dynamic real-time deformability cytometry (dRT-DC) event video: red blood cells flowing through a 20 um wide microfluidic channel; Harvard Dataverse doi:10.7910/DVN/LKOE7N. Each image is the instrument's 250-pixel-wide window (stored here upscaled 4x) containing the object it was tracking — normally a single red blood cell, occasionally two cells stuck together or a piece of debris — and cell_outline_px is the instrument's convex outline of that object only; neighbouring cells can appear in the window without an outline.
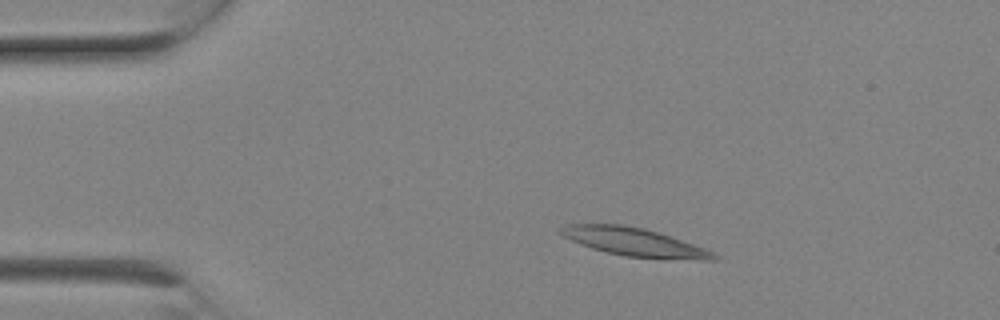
{"species": "Egyptian fruit bat (a non-hibernating species)", "species_latin": "Rousettus aegyptiacus", "temperature_condition": "room temperature", "stored_images_in_passage": 6, "camera_frame_rate_fps": 3000, "um_per_image_px": 0.085, "animal": {"sex": "female"}, "frame": {"image": 1, "passage_image": 1, "time_ms": 0.0, "image_size_px": [1000, 320], "cell_outline_px": [[720, 256], [716, 260], [700, 260], [624, 256], [592, 248], [572, 240], [556, 232], [556, 228], [564, 224], [624, 224], [644, 228], [660, 232], [704, 248]], "centroid_in_image_um": [53.88, 20.55], "position_along_channel_um": 31.1, "area_um2": 25.14}}
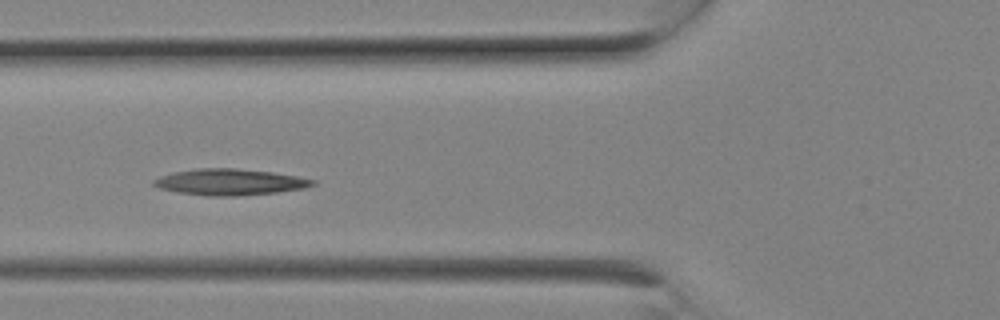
{"frame": {"image": 2, "passage_image": 5, "time_ms": 1.333, "image_size_px": [1000, 320], "cell_outline_px": [[316, 184], [304, 188], [276, 192], [236, 196], [208, 196], [176, 192], [160, 188], [152, 184], [152, 180], [160, 176], [172, 172], [196, 168], [236, 168], [272, 172], [296, 176], [316, 180]], "centroid_in_image_um": [19.5, 15.47], "position_along_channel_um": 106.3, "area_um2": 24.33}}
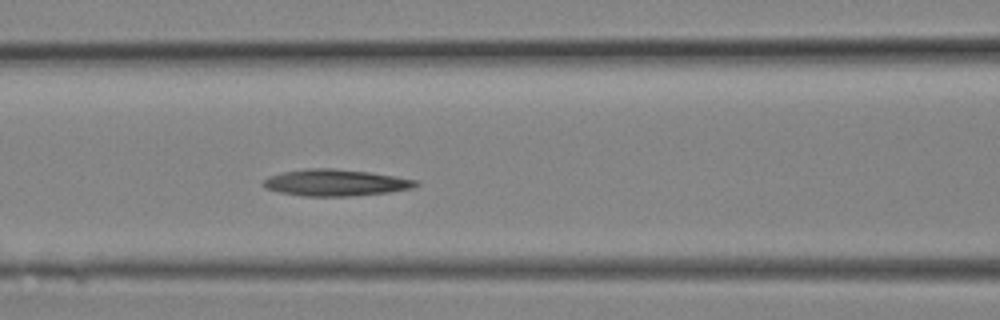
{"frame": {"image": 3, "passage_image": 6, "time_ms": 1.667, "image_size_px": [1000, 320], "cell_outline_px": [[420, 184], [412, 188], [388, 192], [352, 196], [304, 196], [280, 192], [264, 188], [260, 184], [268, 176], [284, 172], [308, 168], [332, 168], [368, 172], [420, 180]], "centroid_in_image_um": [28.51, 15.53], "position_along_channel_um": 138.1, "area_um2": 23.64}}